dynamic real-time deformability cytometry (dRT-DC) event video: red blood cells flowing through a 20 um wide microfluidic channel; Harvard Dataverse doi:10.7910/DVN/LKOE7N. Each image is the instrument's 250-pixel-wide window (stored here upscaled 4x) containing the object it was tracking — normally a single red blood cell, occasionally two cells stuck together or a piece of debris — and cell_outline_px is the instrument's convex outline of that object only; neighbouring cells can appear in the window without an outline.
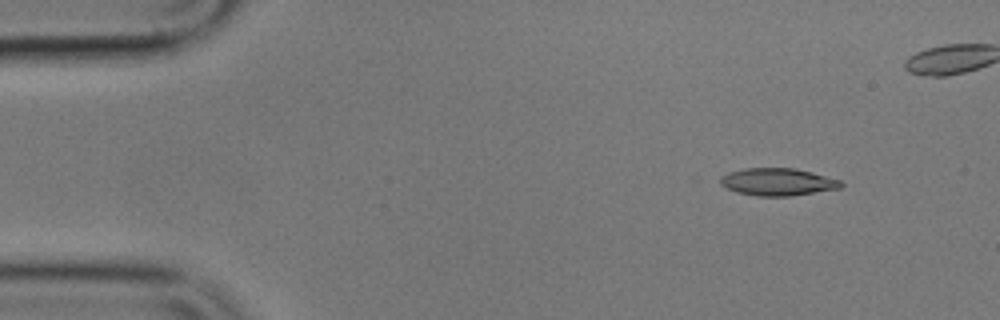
{"species": "common noctule bat (a hibernating species)", "species_latin": "Nyctalus noctula", "temperature_condition": "cold", "stored_images_in_passage": 18, "camera_frame_rate_fps": 3000, "um_per_image_px": 0.085, "animal": {"sex": "male", "body_mass_g": 17.9}, "frame": {"image": 1, "passage_image": 6, "time_ms": 1.667, "image_size_px": [1000, 320], "cell_outline_px": [[844, 184], [840, 188], [792, 196], [756, 196], [736, 192], [720, 184], [720, 176], [728, 172], [744, 168], [796, 168], [812, 172], [840, 180]], "centroid_in_image_um": [66.09, 15.46], "position_along_channel_um": 18.9, "area_um2": 19.36}}
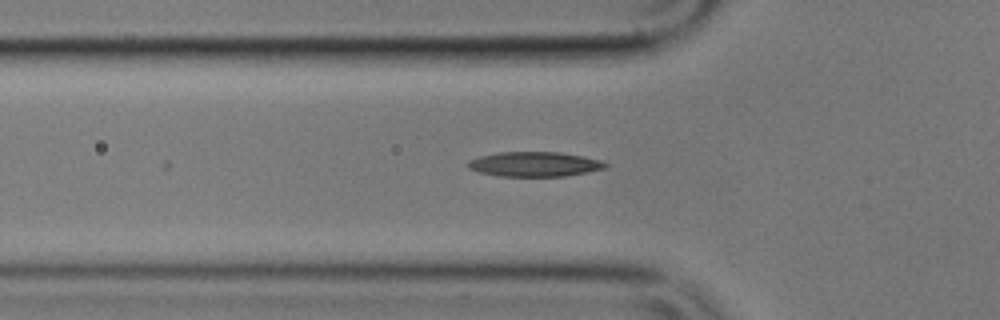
{"frame": {"image": 2, "passage_image": 18, "time_ms": 5.667, "image_size_px": [1000, 320], "cell_outline_px": [[608, 164], [604, 168], [588, 172], [564, 176], [496, 176], [480, 172], [468, 168], [468, 160], [480, 156], [500, 152], [560, 152], [584, 156], [600, 160]], "centroid_in_image_um": [45.43, 13.95], "position_along_channel_um": 80.4, "area_um2": 19.77}}